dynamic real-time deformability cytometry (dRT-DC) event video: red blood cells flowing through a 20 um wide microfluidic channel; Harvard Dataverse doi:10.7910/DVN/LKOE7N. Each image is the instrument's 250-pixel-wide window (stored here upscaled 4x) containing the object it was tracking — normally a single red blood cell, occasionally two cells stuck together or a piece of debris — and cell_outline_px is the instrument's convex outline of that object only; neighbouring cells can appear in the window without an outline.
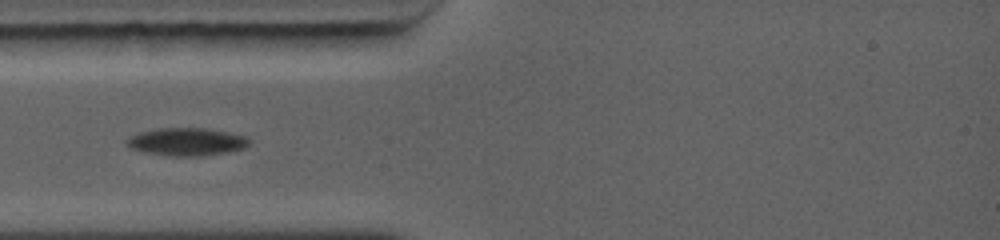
{"species": "common noctule bat (a hibernating species)", "species_latin": "Nyctalus noctula", "temperature_condition": "warm", "stored_images_in_passage": 42, "camera_frame_rate_fps": 5000, "um_per_image_px": 0.085, "animal": {"sex": "female", "body_mass_g": 19.0, "forearm_length_mm": 56.7}, "frame": {"image": 1, "passage_image": 1, "time_ms": 0.0, "image_size_px": [1000, 240], "cell_outline_px": [[244, 140], [236, 148], [208, 152], [164, 152], [140, 148], [132, 144], [132, 140], [140, 136], [152, 132], [188, 128], [192, 128], [216, 132]], "centroid_in_image_um": [15.85, 11.99], "position_along_channel_um": 69.1, "area_um2": 14.28}}
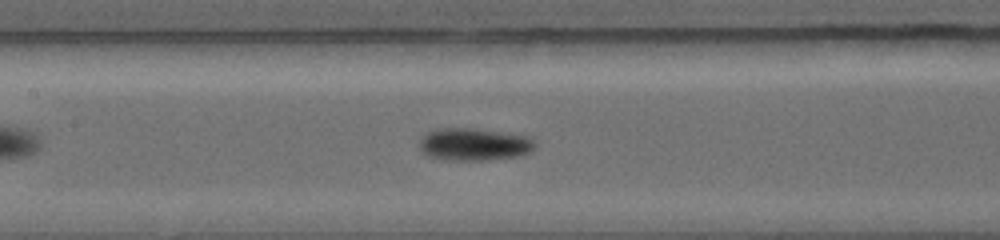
{"frame": {"image": 2, "passage_image": 16, "time_ms": 2.2, "image_size_px": [1000, 240], "cell_outline_px": [[528, 144], [524, 148], [516, 152], [496, 156], [460, 156], [436, 152], [428, 148], [428, 140], [436, 132], [476, 132], [520, 140]], "centroid_in_image_um": [40.25, 12.26], "position_along_channel_um": 167.1, "area_um2": 13.64}}
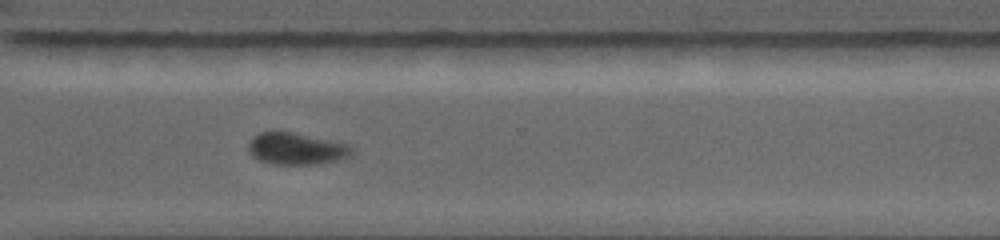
{"frame": {"image": 3, "passage_image": 34, "time_ms": 6.2, "image_size_px": [1000, 240], "cell_outline_px": [[348, 152], [344, 156], [332, 160], [308, 164], [276, 164], [264, 160], [256, 156], [248, 148], [252, 140], [260, 132], [288, 132], [336, 144], [348, 148]], "centroid_in_image_um": [25.0, 12.65], "position_along_channel_um": 345.6, "area_um2": 16.88}}